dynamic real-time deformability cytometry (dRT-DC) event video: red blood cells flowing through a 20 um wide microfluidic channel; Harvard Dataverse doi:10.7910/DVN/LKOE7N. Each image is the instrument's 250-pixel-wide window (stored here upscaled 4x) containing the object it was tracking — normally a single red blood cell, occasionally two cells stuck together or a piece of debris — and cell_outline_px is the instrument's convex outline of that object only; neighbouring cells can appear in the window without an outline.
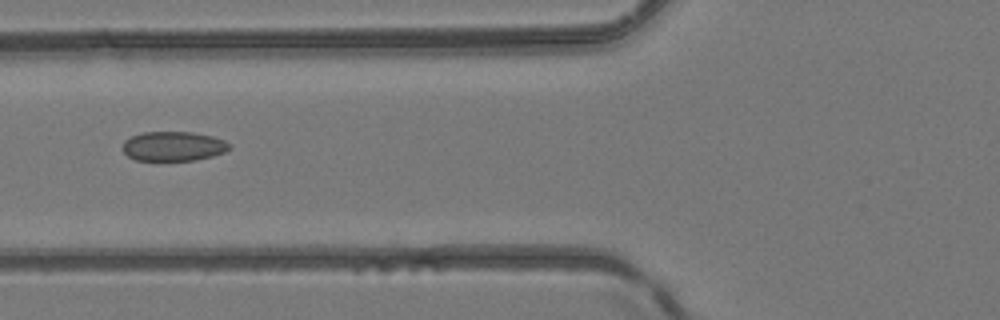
{"species": "common noctule bat (a hibernating species)", "species_latin": "Nyctalus noctula", "temperature_condition": "room temperature", "stored_images_in_passage": 5, "camera_frame_rate_fps": 3000, "um_per_image_px": 0.085, "animal": {"sex": "female", "body_mass_g": 24.6, "forearm_length_mm": 56.2}, "frame": {"image": 1, "passage_image": 5, "time_ms": 4.667, "image_size_px": [1000, 320], "cell_outline_px": [[232, 148], [224, 152], [212, 156], [196, 160], [136, 160], [128, 156], [124, 152], [124, 140], [132, 136], [144, 132], [192, 132], [212, 136], [224, 140], [232, 144]], "centroid_in_image_um": [14.78, 12.43], "position_along_channel_um": 111.0, "area_um2": 18.32}}